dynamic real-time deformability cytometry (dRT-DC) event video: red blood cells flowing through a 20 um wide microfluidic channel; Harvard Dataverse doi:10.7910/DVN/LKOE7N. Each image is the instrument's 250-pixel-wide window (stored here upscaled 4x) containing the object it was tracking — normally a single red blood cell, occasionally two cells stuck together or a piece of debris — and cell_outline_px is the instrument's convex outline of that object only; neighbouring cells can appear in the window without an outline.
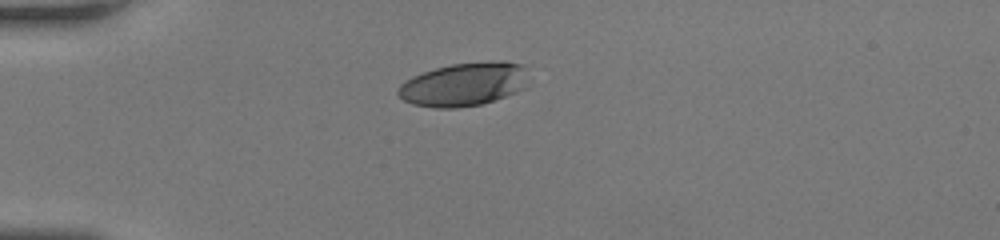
{"species": "human", "species_latin": "Homo sapiens", "temperature_condition": "room temperature", "stored_images_in_passage": 37, "camera_frame_rate_fps": 3000, "um_per_image_px": 0.085, "donor": {"sex": "female"}, "frame": {"image": 1, "passage_image": 1, "time_ms": 0.0, "image_size_px": [1000, 240], "cell_outline_px": [[524, 88], [516, 92], [480, 104], [456, 108], [432, 108], [412, 104], [404, 100], [396, 92], [396, 88], [404, 80], [412, 76], [436, 68], [452, 64], [488, 60], [500, 60], [520, 64], [524, 68]], "centroid_in_image_um": [39.35, 7.16], "position_along_channel_um": 45.7, "area_um2": 32.89}}
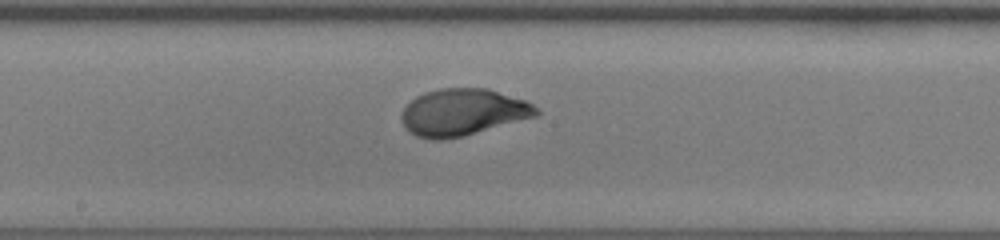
{"frame": {"image": 2, "passage_image": 15, "time_ms": 4.667, "image_size_px": [1000, 240], "cell_outline_px": [[540, 112], [536, 116], [464, 136], [444, 140], [432, 140], [416, 136], [404, 124], [400, 116], [404, 108], [416, 96], [424, 92], [440, 88], [488, 88], [524, 100], [532, 104]], "centroid_in_image_um": [39.33, 9.54], "position_along_channel_um": 208.9, "area_um2": 36.59}}
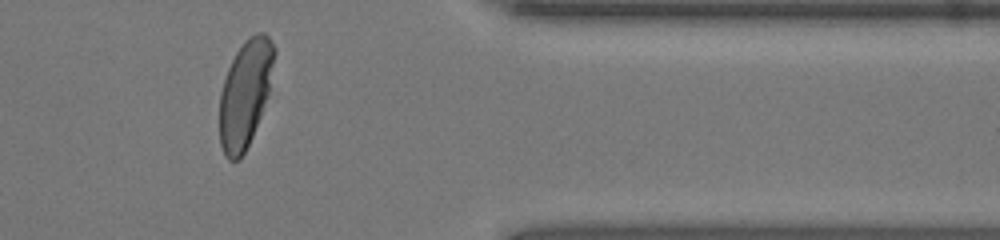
{"frame": {"image": 3, "passage_image": 29, "time_ms": 9.333, "image_size_px": [1000, 240], "cell_outline_px": [[276, 52], [268, 96], [252, 136], [240, 160], [228, 160], [224, 156], [220, 144], [220, 92], [228, 68], [236, 52], [244, 40], [256, 32], [264, 32], [268, 36], [276, 48]], "centroid_in_image_um": [20.85, 7.94], "position_along_channel_um": 390.6, "area_um2": 34.16}, "authors_computed_cell_mechanics": {"area_um2": 36.414, "velocity_mm_per_s": 4.2005, "shape_relaxation_time_tau1_ms": 3.5824, "shape_relaxation_time_tau2_ms": null, "deformation_change_tau1": 0.2053, "deformation_change_tau2": null}}